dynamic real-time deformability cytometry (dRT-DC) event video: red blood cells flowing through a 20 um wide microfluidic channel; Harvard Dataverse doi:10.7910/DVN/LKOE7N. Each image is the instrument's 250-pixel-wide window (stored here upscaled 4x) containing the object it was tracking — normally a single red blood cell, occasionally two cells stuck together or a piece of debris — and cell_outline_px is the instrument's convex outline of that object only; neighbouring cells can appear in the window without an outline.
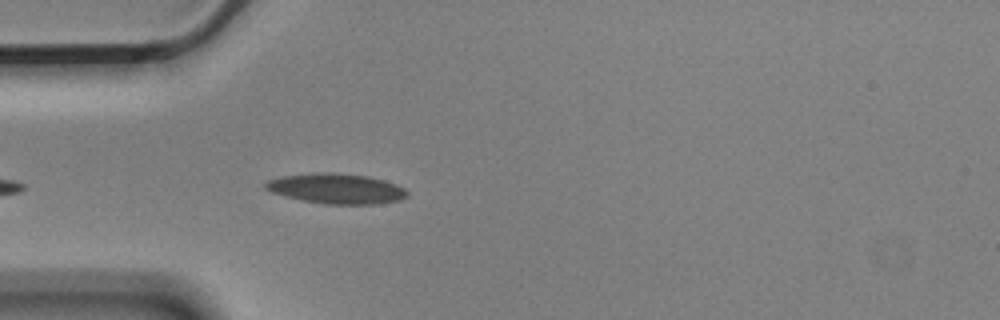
{"species": "Egyptian fruit bat (a non-hibernating species)", "species_latin": "Rousettus aegyptiacus", "temperature_condition": "cold", "stored_images_in_passage": 4, "camera_frame_rate_fps": 3000, "um_per_image_px": 0.085, "animal": {"sex": "male"}, "frame": {"image": 1, "passage_image": 4, "time_ms": 1.0, "image_size_px": [1000, 320], "cell_outline_px": [[408, 196], [400, 200], [376, 204], [324, 204], [284, 196], [272, 192], [264, 188], [264, 184], [268, 180], [280, 176], [312, 172], [336, 172], [368, 176], [384, 180], [396, 184], [404, 188], [408, 192]], "centroid_in_image_um": [28.59, 16.02], "position_along_channel_um": 56.4, "area_um2": 25.14}}